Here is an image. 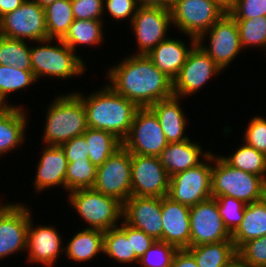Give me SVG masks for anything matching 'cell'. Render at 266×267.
Instances as JSON below:
<instances>
[{
  "instance_id": "obj_46",
  "label": "cell",
  "mask_w": 266,
  "mask_h": 267,
  "mask_svg": "<svg viewBox=\"0 0 266 267\" xmlns=\"http://www.w3.org/2000/svg\"><path fill=\"white\" fill-rule=\"evenodd\" d=\"M155 241L142 230L131 226V246L138 258H141Z\"/></svg>"
},
{
  "instance_id": "obj_11",
  "label": "cell",
  "mask_w": 266,
  "mask_h": 267,
  "mask_svg": "<svg viewBox=\"0 0 266 267\" xmlns=\"http://www.w3.org/2000/svg\"><path fill=\"white\" fill-rule=\"evenodd\" d=\"M211 171V163L203 161L193 168L172 175L167 196L188 207L211 198Z\"/></svg>"
},
{
  "instance_id": "obj_10",
  "label": "cell",
  "mask_w": 266,
  "mask_h": 267,
  "mask_svg": "<svg viewBox=\"0 0 266 267\" xmlns=\"http://www.w3.org/2000/svg\"><path fill=\"white\" fill-rule=\"evenodd\" d=\"M131 163L132 154L122 146L97 167L93 189L123 204L132 196Z\"/></svg>"
},
{
  "instance_id": "obj_23",
  "label": "cell",
  "mask_w": 266,
  "mask_h": 267,
  "mask_svg": "<svg viewBox=\"0 0 266 267\" xmlns=\"http://www.w3.org/2000/svg\"><path fill=\"white\" fill-rule=\"evenodd\" d=\"M179 100V97L173 95L167 99L155 102L150 106L156 114L169 143L189 140L187 136H183L185 132L186 118L181 111L182 109L179 105Z\"/></svg>"
},
{
  "instance_id": "obj_52",
  "label": "cell",
  "mask_w": 266,
  "mask_h": 267,
  "mask_svg": "<svg viewBox=\"0 0 266 267\" xmlns=\"http://www.w3.org/2000/svg\"><path fill=\"white\" fill-rule=\"evenodd\" d=\"M215 1H217L220 5H222L227 11L231 8L234 2V0H215Z\"/></svg>"
},
{
  "instance_id": "obj_21",
  "label": "cell",
  "mask_w": 266,
  "mask_h": 267,
  "mask_svg": "<svg viewBox=\"0 0 266 267\" xmlns=\"http://www.w3.org/2000/svg\"><path fill=\"white\" fill-rule=\"evenodd\" d=\"M37 165L34 181L36 190L42 191L55 185L66 189V170L68 161L61 146L47 145Z\"/></svg>"
},
{
  "instance_id": "obj_14",
  "label": "cell",
  "mask_w": 266,
  "mask_h": 267,
  "mask_svg": "<svg viewBox=\"0 0 266 267\" xmlns=\"http://www.w3.org/2000/svg\"><path fill=\"white\" fill-rule=\"evenodd\" d=\"M222 69L214 60L196 43L190 50L185 64L173 80V94L183 97L200 90L211 76L219 74Z\"/></svg>"
},
{
  "instance_id": "obj_3",
  "label": "cell",
  "mask_w": 266,
  "mask_h": 267,
  "mask_svg": "<svg viewBox=\"0 0 266 267\" xmlns=\"http://www.w3.org/2000/svg\"><path fill=\"white\" fill-rule=\"evenodd\" d=\"M208 163L214 161L211 171L212 197L229 196L249 204L265 197L266 181L255 174L244 172L227 164L221 156L205 152Z\"/></svg>"
},
{
  "instance_id": "obj_38",
  "label": "cell",
  "mask_w": 266,
  "mask_h": 267,
  "mask_svg": "<svg viewBox=\"0 0 266 267\" xmlns=\"http://www.w3.org/2000/svg\"><path fill=\"white\" fill-rule=\"evenodd\" d=\"M214 198L216 199L218 211L223 219V223L232 235L242 222L246 204L241 200L229 196H217Z\"/></svg>"
},
{
  "instance_id": "obj_5",
  "label": "cell",
  "mask_w": 266,
  "mask_h": 267,
  "mask_svg": "<svg viewBox=\"0 0 266 267\" xmlns=\"http://www.w3.org/2000/svg\"><path fill=\"white\" fill-rule=\"evenodd\" d=\"M170 11L172 23L197 41H203L207 30L227 12L215 0H174Z\"/></svg>"
},
{
  "instance_id": "obj_6",
  "label": "cell",
  "mask_w": 266,
  "mask_h": 267,
  "mask_svg": "<svg viewBox=\"0 0 266 267\" xmlns=\"http://www.w3.org/2000/svg\"><path fill=\"white\" fill-rule=\"evenodd\" d=\"M70 204L91 227L105 232L117 227L121 220L123 204L116 198L106 196L93 188L69 192Z\"/></svg>"
},
{
  "instance_id": "obj_26",
  "label": "cell",
  "mask_w": 266,
  "mask_h": 267,
  "mask_svg": "<svg viewBox=\"0 0 266 267\" xmlns=\"http://www.w3.org/2000/svg\"><path fill=\"white\" fill-rule=\"evenodd\" d=\"M103 252L121 263L139 261L131 246V226L124 221L121 226L104 232Z\"/></svg>"
},
{
  "instance_id": "obj_31",
  "label": "cell",
  "mask_w": 266,
  "mask_h": 267,
  "mask_svg": "<svg viewBox=\"0 0 266 267\" xmlns=\"http://www.w3.org/2000/svg\"><path fill=\"white\" fill-rule=\"evenodd\" d=\"M102 20H78L74 19L68 32L61 39L74 52L76 45H99L102 42Z\"/></svg>"
},
{
  "instance_id": "obj_49",
  "label": "cell",
  "mask_w": 266,
  "mask_h": 267,
  "mask_svg": "<svg viewBox=\"0 0 266 267\" xmlns=\"http://www.w3.org/2000/svg\"><path fill=\"white\" fill-rule=\"evenodd\" d=\"M23 2L24 0H0V18L20 7Z\"/></svg>"
},
{
  "instance_id": "obj_4",
  "label": "cell",
  "mask_w": 266,
  "mask_h": 267,
  "mask_svg": "<svg viewBox=\"0 0 266 267\" xmlns=\"http://www.w3.org/2000/svg\"><path fill=\"white\" fill-rule=\"evenodd\" d=\"M43 141L60 146L87 130L86 109L76 93L58 96L48 107Z\"/></svg>"
},
{
  "instance_id": "obj_41",
  "label": "cell",
  "mask_w": 266,
  "mask_h": 267,
  "mask_svg": "<svg viewBox=\"0 0 266 267\" xmlns=\"http://www.w3.org/2000/svg\"><path fill=\"white\" fill-rule=\"evenodd\" d=\"M234 19L266 16V0H234L227 11Z\"/></svg>"
},
{
  "instance_id": "obj_51",
  "label": "cell",
  "mask_w": 266,
  "mask_h": 267,
  "mask_svg": "<svg viewBox=\"0 0 266 267\" xmlns=\"http://www.w3.org/2000/svg\"><path fill=\"white\" fill-rule=\"evenodd\" d=\"M14 106L8 103H5V98L0 95V117H3L8 113Z\"/></svg>"
},
{
  "instance_id": "obj_34",
  "label": "cell",
  "mask_w": 266,
  "mask_h": 267,
  "mask_svg": "<svg viewBox=\"0 0 266 267\" xmlns=\"http://www.w3.org/2000/svg\"><path fill=\"white\" fill-rule=\"evenodd\" d=\"M31 47L24 40L7 38L0 35V64L17 67L20 70L32 71Z\"/></svg>"
},
{
  "instance_id": "obj_20",
  "label": "cell",
  "mask_w": 266,
  "mask_h": 267,
  "mask_svg": "<svg viewBox=\"0 0 266 267\" xmlns=\"http://www.w3.org/2000/svg\"><path fill=\"white\" fill-rule=\"evenodd\" d=\"M31 222L33 221L30 219L27 232L28 260L51 267L58 259L59 253L64 250L61 247L62 239L54 227L43 225L40 227L39 225V227L33 228Z\"/></svg>"
},
{
  "instance_id": "obj_7",
  "label": "cell",
  "mask_w": 266,
  "mask_h": 267,
  "mask_svg": "<svg viewBox=\"0 0 266 267\" xmlns=\"http://www.w3.org/2000/svg\"><path fill=\"white\" fill-rule=\"evenodd\" d=\"M55 41L59 46L42 45L30 50L31 68L36 80L41 76L66 79L82 75L86 69L84 61L61 39Z\"/></svg>"
},
{
  "instance_id": "obj_48",
  "label": "cell",
  "mask_w": 266,
  "mask_h": 267,
  "mask_svg": "<svg viewBox=\"0 0 266 267\" xmlns=\"http://www.w3.org/2000/svg\"><path fill=\"white\" fill-rule=\"evenodd\" d=\"M139 7L165 8L170 9L171 0H137Z\"/></svg>"
},
{
  "instance_id": "obj_50",
  "label": "cell",
  "mask_w": 266,
  "mask_h": 267,
  "mask_svg": "<svg viewBox=\"0 0 266 267\" xmlns=\"http://www.w3.org/2000/svg\"><path fill=\"white\" fill-rule=\"evenodd\" d=\"M223 267H248V266L238 255H236Z\"/></svg>"
},
{
  "instance_id": "obj_19",
  "label": "cell",
  "mask_w": 266,
  "mask_h": 267,
  "mask_svg": "<svg viewBox=\"0 0 266 267\" xmlns=\"http://www.w3.org/2000/svg\"><path fill=\"white\" fill-rule=\"evenodd\" d=\"M162 242L177 249L190 247V207L162 197Z\"/></svg>"
},
{
  "instance_id": "obj_24",
  "label": "cell",
  "mask_w": 266,
  "mask_h": 267,
  "mask_svg": "<svg viewBox=\"0 0 266 267\" xmlns=\"http://www.w3.org/2000/svg\"><path fill=\"white\" fill-rule=\"evenodd\" d=\"M203 152L198 143L186 140L183 142L169 143L161 152V164L171 177L200 164Z\"/></svg>"
},
{
  "instance_id": "obj_9",
  "label": "cell",
  "mask_w": 266,
  "mask_h": 267,
  "mask_svg": "<svg viewBox=\"0 0 266 267\" xmlns=\"http://www.w3.org/2000/svg\"><path fill=\"white\" fill-rule=\"evenodd\" d=\"M131 153L159 157L169 144L158 118L150 107H139L128 136L122 141Z\"/></svg>"
},
{
  "instance_id": "obj_25",
  "label": "cell",
  "mask_w": 266,
  "mask_h": 267,
  "mask_svg": "<svg viewBox=\"0 0 266 267\" xmlns=\"http://www.w3.org/2000/svg\"><path fill=\"white\" fill-rule=\"evenodd\" d=\"M266 235V198L246 204L240 226L232 234V241L238 250L245 242Z\"/></svg>"
},
{
  "instance_id": "obj_44",
  "label": "cell",
  "mask_w": 266,
  "mask_h": 267,
  "mask_svg": "<svg viewBox=\"0 0 266 267\" xmlns=\"http://www.w3.org/2000/svg\"><path fill=\"white\" fill-rule=\"evenodd\" d=\"M105 7L115 20L131 16V22L138 9L137 0H104Z\"/></svg>"
},
{
  "instance_id": "obj_42",
  "label": "cell",
  "mask_w": 266,
  "mask_h": 267,
  "mask_svg": "<svg viewBox=\"0 0 266 267\" xmlns=\"http://www.w3.org/2000/svg\"><path fill=\"white\" fill-rule=\"evenodd\" d=\"M244 143L266 155V118L255 116L249 123Z\"/></svg>"
},
{
  "instance_id": "obj_8",
  "label": "cell",
  "mask_w": 266,
  "mask_h": 267,
  "mask_svg": "<svg viewBox=\"0 0 266 267\" xmlns=\"http://www.w3.org/2000/svg\"><path fill=\"white\" fill-rule=\"evenodd\" d=\"M0 35L41 44H51L48 39L45 10L34 0H24L20 7L0 18Z\"/></svg>"
},
{
  "instance_id": "obj_37",
  "label": "cell",
  "mask_w": 266,
  "mask_h": 267,
  "mask_svg": "<svg viewBox=\"0 0 266 267\" xmlns=\"http://www.w3.org/2000/svg\"><path fill=\"white\" fill-rule=\"evenodd\" d=\"M36 80L33 71L20 70L17 67L0 64V95L4 98L9 93L28 87Z\"/></svg>"
},
{
  "instance_id": "obj_1",
  "label": "cell",
  "mask_w": 266,
  "mask_h": 267,
  "mask_svg": "<svg viewBox=\"0 0 266 267\" xmlns=\"http://www.w3.org/2000/svg\"><path fill=\"white\" fill-rule=\"evenodd\" d=\"M109 86L138 107L173 96V81L161 72L147 55H133L110 68Z\"/></svg>"
},
{
  "instance_id": "obj_12",
  "label": "cell",
  "mask_w": 266,
  "mask_h": 267,
  "mask_svg": "<svg viewBox=\"0 0 266 267\" xmlns=\"http://www.w3.org/2000/svg\"><path fill=\"white\" fill-rule=\"evenodd\" d=\"M170 176L156 156L132 154L131 188L133 196L165 197Z\"/></svg>"
},
{
  "instance_id": "obj_18",
  "label": "cell",
  "mask_w": 266,
  "mask_h": 267,
  "mask_svg": "<svg viewBox=\"0 0 266 267\" xmlns=\"http://www.w3.org/2000/svg\"><path fill=\"white\" fill-rule=\"evenodd\" d=\"M161 197L130 196L123 203L122 218L134 228L142 230L156 241H162Z\"/></svg>"
},
{
  "instance_id": "obj_43",
  "label": "cell",
  "mask_w": 266,
  "mask_h": 267,
  "mask_svg": "<svg viewBox=\"0 0 266 267\" xmlns=\"http://www.w3.org/2000/svg\"><path fill=\"white\" fill-rule=\"evenodd\" d=\"M104 0H71L74 19L102 20Z\"/></svg>"
},
{
  "instance_id": "obj_17",
  "label": "cell",
  "mask_w": 266,
  "mask_h": 267,
  "mask_svg": "<svg viewBox=\"0 0 266 267\" xmlns=\"http://www.w3.org/2000/svg\"><path fill=\"white\" fill-rule=\"evenodd\" d=\"M208 31L210 47H206L203 41H197V43L223 70L243 49L237 22L226 12Z\"/></svg>"
},
{
  "instance_id": "obj_53",
  "label": "cell",
  "mask_w": 266,
  "mask_h": 267,
  "mask_svg": "<svg viewBox=\"0 0 266 267\" xmlns=\"http://www.w3.org/2000/svg\"><path fill=\"white\" fill-rule=\"evenodd\" d=\"M34 1L37 2L44 9L47 6L54 3L56 0H34Z\"/></svg>"
},
{
  "instance_id": "obj_28",
  "label": "cell",
  "mask_w": 266,
  "mask_h": 267,
  "mask_svg": "<svg viewBox=\"0 0 266 267\" xmlns=\"http://www.w3.org/2000/svg\"><path fill=\"white\" fill-rule=\"evenodd\" d=\"M83 136L87 142L88 157L93 165L101 166L109 156L123 146V142L112 132L87 128Z\"/></svg>"
},
{
  "instance_id": "obj_30",
  "label": "cell",
  "mask_w": 266,
  "mask_h": 267,
  "mask_svg": "<svg viewBox=\"0 0 266 267\" xmlns=\"http://www.w3.org/2000/svg\"><path fill=\"white\" fill-rule=\"evenodd\" d=\"M187 250L193 255L199 267H223L237 255L232 240L190 246Z\"/></svg>"
},
{
  "instance_id": "obj_15",
  "label": "cell",
  "mask_w": 266,
  "mask_h": 267,
  "mask_svg": "<svg viewBox=\"0 0 266 267\" xmlns=\"http://www.w3.org/2000/svg\"><path fill=\"white\" fill-rule=\"evenodd\" d=\"M30 219L23 203L0 205V259L27 249Z\"/></svg>"
},
{
  "instance_id": "obj_22",
  "label": "cell",
  "mask_w": 266,
  "mask_h": 267,
  "mask_svg": "<svg viewBox=\"0 0 266 267\" xmlns=\"http://www.w3.org/2000/svg\"><path fill=\"white\" fill-rule=\"evenodd\" d=\"M189 49L182 40L165 39L154 47L148 54V58L153 64L172 81L179 74L191 48L197 43V39H192Z\"/></svg>"
},
{
  "instance_id": "obj_27",
  "label": "cell",
  "mask_w": 266,
  "mask_h": 267,
  "mask_svg": "<svg viewBox=\"0 0 266 267\" xmlns=\"http://www.w3.org/2000/svg\"><path fill=\"white\" fill-rule=\"evenodd\" d=\"M103 237V231L87 227L73 236L64 251L67 257L76 262L88 261L103 253Z\"/></svg>"
},
{
  "instance_id": "obj_36",
  "label": "cell",
  "mask_w": 266,
  "mask_h": 267,
  "mask_svg": "<svg viewBox=\"0 0 266 267\" xmlns=\"http://www.w3.org/2000/svg\"><path fill=\"white\" fill-rule=\"evenodd\" d=\"M238 25L242 48L259 46L266 48V16L251 19H235Z\"/></svg>"
},
{
  "instance_id": "obj_47",
  "label": "cell",
  "mask_w": 266,
  "mask_h": 267,
  "mask_svg": "<svg viewBox=\"0 0 266 267\" xmlns=\"http://www.w3.org/2000/svg\"><path fill=\"white\" fill-rule=\"evenodd\" d=\"M171 267H199L187 249H178L172 259Z\"/></svg>"
},
{
  "instance_id": "obj_32",
  "label": "cell",
  "mask_w": 266,
  "mask_h": 267,
  "mask_svg": "<svg viewBox=\"0 0 266 267\" xmlns=\"http://www.w3.org/2000/svg\"><path fill=\"white\" fill-rule=\"evenodd\" d=\"M44 10L48 39H62L74 21L71 0H56Z\"/></svg>"
},
{
  "instance_id": "obj_29",
  "label": "cell",
  "mask_w": 266,
  "mask_h": 267,
  "mask_svg": "<svg viewBox=\"0 0 266 267\" xmlns=\"http://www.w3.org/2000/svg\"><path fill=\"white\" fill-rule=\"evenodd\" d=\"M24 110L14 106L0 117V155L18 147L24 141L26 115Z\"/></svg>"
},
{
  "instance_id": "obj_39",
  "label": "cell",
  "mask_w": 266,
  "mask_h": 267,
  "mask_svg": "<svg viewBox=\"0 0 266 267\" xmlns=\"http://www.w3.org/2000/svg\"><path fill=\"white\" fill-rule=\"evenodd\" d=\"M178 249L166 242L155 241L151 247L139 258L144 267H171L172 259Z\"/></svg>"
},
{
  "instance_id": "obj_13",
  "label": "cell",
  "mask_w": 266,
  "mask_h": 267,
  "mask_svg": "<svg viewBox=\"0 0 266 267\" xmlns=\"http://www.w3.org/2000/svg\"><path fill=\"white\" fill-rule=\"evenodd\" d=\"M224 240H232V235L223 223L214 197L190 207V246Z\"/></svg>"
},
{
  "instance_id": "obj_45",
  "label": "cell",
  "mask_w": 266,
  "mask_h": 267,
  "mask_svg": "<svg viewBox=\"0 0 266 267\" xmlns=\"http://www.w3.org/2000/svg\"><path fill=\"white\" fill-rule=\"evenodd\" d=\"M60 146L64 150L68 163L77 160H89L88 145L83 135L74 137Z\"/></svg>"
},
{
  "instance_id": "obj_35",
  "label": "cell",
  "mask_w": 266,
  "mask_h": 267,
  "mask_svg": "<svg viewBox=\"0 0 266 267\" xmlns=\"http://www.w3.org/2000/svg\"><path fill=\"white\" fill-rule=\"evenodd\" d=\"M97 167L90 160H77L68 163L66 170V189L68 192L93 188Z\"/></svg>"
},
{
  "instance_id": "obj_40",
  "label": "cell",
  "mask_w": 266,
  "mask_h": 267,
  "mask_svg": "<svg viewBox=\"0 0 266 267\" xmlns=\"http://www.w3.org/2000/svg\"><path fill=\"white\" fill-rule=\"evenodd\" d=\"M237 255L248 267H266V235L245 242Z\"/></svg>"
},
{
  "instance_id": "obj_16",
  "label": "cell",
  "mask_w": 266,
  "mask_h": 267,
  "mask_svg": "<svg viewBox=\"0 0 266 267\" xmlns=\"http://www.w3.org/2000/svg\"><path fill=\"white\" fill-rule=\"evenodd\" d=\"M171 24L170 9L138 7L131 22L140 49L137 55L148 54L160 42L167 39L166 33Z\"/></svg>"
},
{
  "instance_id": "obj_33",
  "label": "cell",
  "mask_w": 266,
  "mask_h": 267,
  "mask_svg": "<svg viewBox=\"0 0 266 267\" xmlns=\"http://www.w3.org/2000/svg\"><path fill=\"white\" fill-rule=\"evenodd\" d=\"M221 158L233 168L255 174L266 181V155L252 146L245 143L229 157Z\"/></svg>"
},
{
  "instance_id": "obj_2",
  "label": "cell",
  "mask_w": 266,
  "mask_h": 267,
  "mask_svg": "<svg viewBox=\"0 0 266 267\" xmlns=\"http://www.w3.org/2000/svg\"><path fill=\"white\" fill-rule=\"evenodd\" d=\"M86 109L87 126L112 132L121 141L129 134L138 106L115 92L109 85L88 98L76 93Z\"/></svg>"
}]
</instances>
